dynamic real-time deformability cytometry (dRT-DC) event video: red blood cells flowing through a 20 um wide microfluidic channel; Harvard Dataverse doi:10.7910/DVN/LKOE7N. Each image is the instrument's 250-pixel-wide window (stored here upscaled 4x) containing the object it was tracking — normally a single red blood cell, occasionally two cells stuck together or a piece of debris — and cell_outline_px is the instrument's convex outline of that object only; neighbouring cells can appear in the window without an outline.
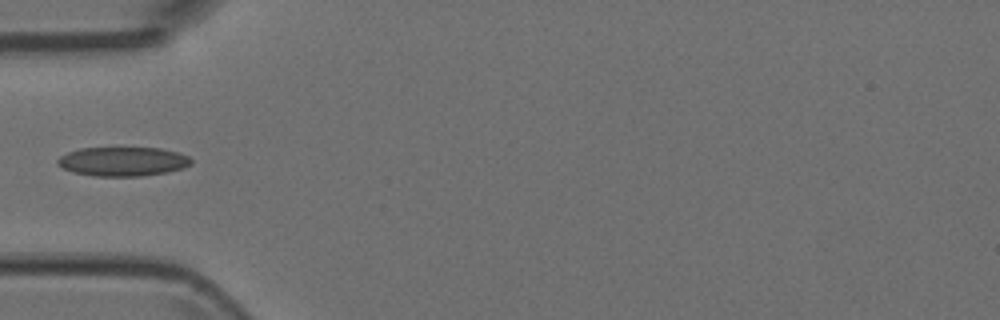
{"species": "Egyptian fruit bat (a non-hibernating species)", "species_latin": "Rousettus aegyptiacus", "temperature_condition": "room temperature", "stored_images_in_passage": 6, "camera_frame_rate_fps": 3000, "um_per_image_px": 0.085, "animal": {"sex": "female"}, "frame": {"image": 1, "passage_image": 5, "time_ms": 1.333, "image_size_px": [1000, 320], "cell_outline_px": [[192, 164], [184, 168], [168, 172], [140, 176], [92, 176], [72, 172], [56, 164], [56, 160], [60, 156], [68, 152], [80, 148], [160, 148], [176, 152], [188, 156], [192, 160]], "centroid_in_image_um": [10.43, 13.73], "position_along_channel_um": 74.6, "area_um2": 22.77}}
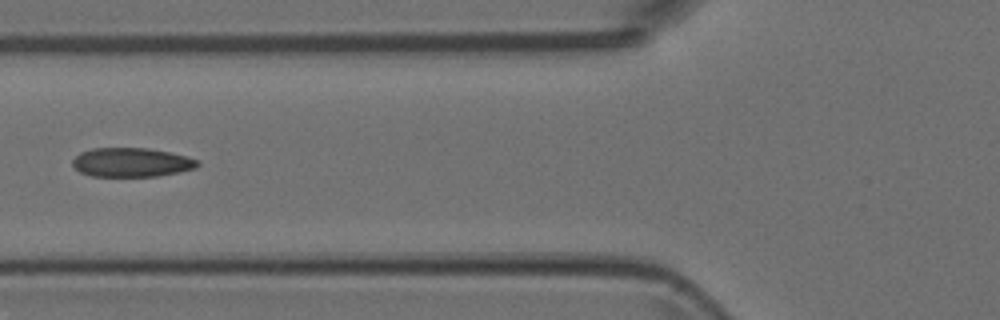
{"frame": {"image": 2, "passage_image": 6, "time_ms": 1.667, "image_size_px": [1000, 320], "cell_outline_px": [[200, 164], [196, 168], [180, 172], [156, 176], [92, 176], [80, 172], [72, 164], [72, 160], [80, 152], [92, 148], [148, 148], [168, 152], [184, 156], [196, 160]], "centroid_in_image_um": [11.15, 13.8], "position_along_channel_um": 114.6, "area_um2": 21.04}}